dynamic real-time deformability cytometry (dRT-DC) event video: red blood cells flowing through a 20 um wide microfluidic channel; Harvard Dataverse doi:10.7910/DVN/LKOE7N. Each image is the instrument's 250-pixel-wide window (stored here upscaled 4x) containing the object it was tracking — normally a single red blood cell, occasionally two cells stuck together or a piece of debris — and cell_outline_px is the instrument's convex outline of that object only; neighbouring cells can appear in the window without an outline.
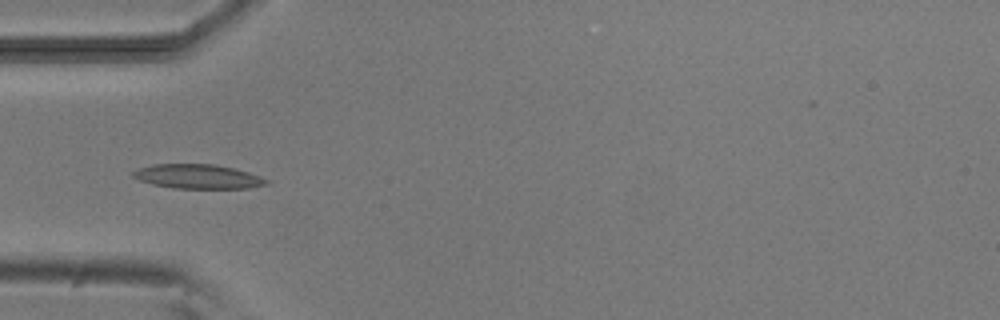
{"species": "common noctule bat (a hibernating species)", "species_latin": "Nyctalus noctula", "temperature_condition": "room temperature", "stored_images_in_passage": 7, "camera_frame_rate_fps": 3000, "um_per_image_px": 0.085, "animal": {"sex": "male", "body_mass_g": 20.5, "forearm_length_mm": 52.5}, "frame": {"image": 1, "passage_image": 5, "time_ms": 4.333, "image_size_px": [1000, 320], "cell_outline_px": [[268, 184], [248, 188], [172, 188], [152, 184], [140, 180], [132, 176], [132, 172], [140, 168], [152, 164], [216, 164], [248, 172], [260, 176], [268, 180]], "centroid_in_image_um": [16.81, 15.0], "position_along_channel_um": 68.2, "area_um2": 18.79}}
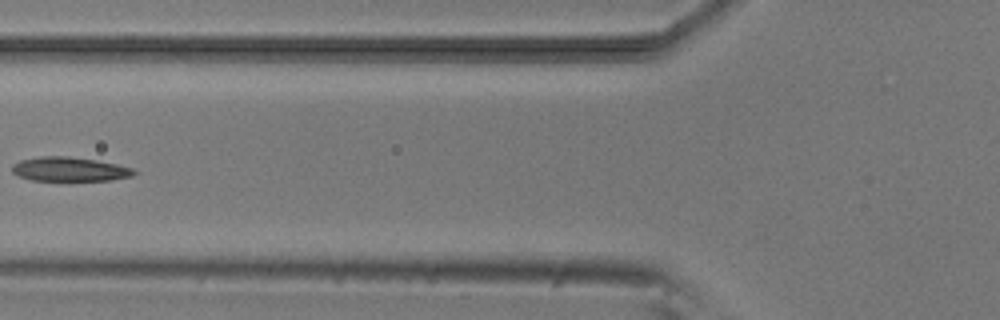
{"frame": {"image": 2, "passage_image": 6, "time_ms": 5.667, "image_size_px": [1000, 320], "cell_outline_px": [[136, 172], [132, 176], [112, 180], [68, 184], [32, 180], [20, 176], [12, 172], [12, 164], [20, 160], [40, 156], [68, 156], [96, 160], [116, 164], [132, 168]], "centroid_in_image_um": [5.9, 14.44], "position_along_channel_um": 119.9, "area_um2": 18.21}}
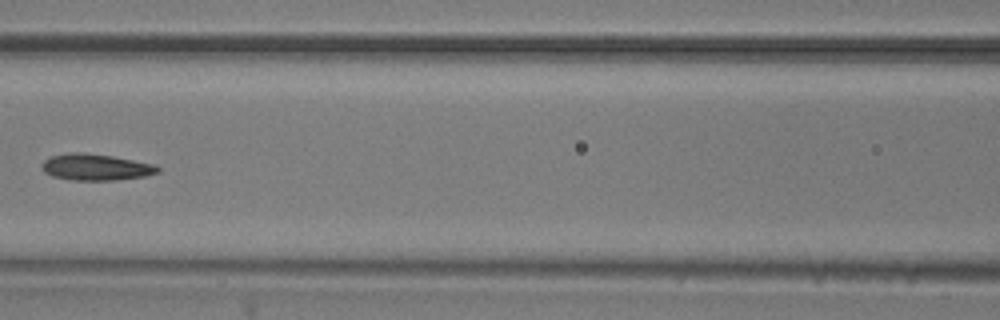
{"frame": {"image": 3, "passage_image": 7, "time_ms": 6.667, "image_size_px": [1000, 320], "cell_outline_px": [[160, 172], [144, 176], [116, 180], [72, 180], [52, 176], [44, 172], [40, 168], [40, 164], [44, 160], [52, 156], [68, 152], [84, 152], [112, 156], [156, 164], [160, 168]], "centroid_in_image_um": [8.13, 14.2], "position_along_channel_um": 158.5, "area_um2": 18.03}}